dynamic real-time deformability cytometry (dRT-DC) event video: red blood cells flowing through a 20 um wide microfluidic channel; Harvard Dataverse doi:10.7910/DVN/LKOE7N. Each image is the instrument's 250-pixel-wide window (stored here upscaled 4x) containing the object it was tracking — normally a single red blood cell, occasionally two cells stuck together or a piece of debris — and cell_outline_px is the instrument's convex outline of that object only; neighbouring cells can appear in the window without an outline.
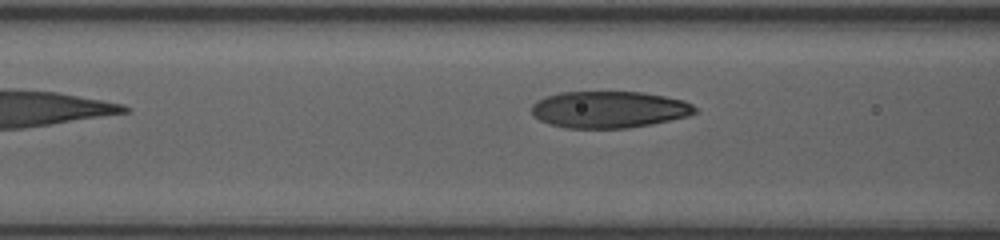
{"species": "human", "species_latin": "Homo sapiens", "temperature_condition": "room temperature", "stored_images_in_passage": 5, "segment_of_instrument_passage": [2, 2], "camera_frame_rate_fps": 3000, "um_per_image_px": 0.085, "donor": {"sex": "female"}, "frame": {"image": 1, "passage_image": 5, "time_ms": 1.333, "image_size_px": [1000, 240], "cell_outline_px": [[696, 112], [688, 116], [652, 124], [628, 128], [568, 128], [548, 124], [532, 116], [532, 104], [536, 100], [560, 92], [644, 92], [684, 100], [692, 104], [696, 108]], "centroid_in_image_um": [51.76, 9.31], "position_along_channel_um": 114.8, "area_um2": 35.08}}